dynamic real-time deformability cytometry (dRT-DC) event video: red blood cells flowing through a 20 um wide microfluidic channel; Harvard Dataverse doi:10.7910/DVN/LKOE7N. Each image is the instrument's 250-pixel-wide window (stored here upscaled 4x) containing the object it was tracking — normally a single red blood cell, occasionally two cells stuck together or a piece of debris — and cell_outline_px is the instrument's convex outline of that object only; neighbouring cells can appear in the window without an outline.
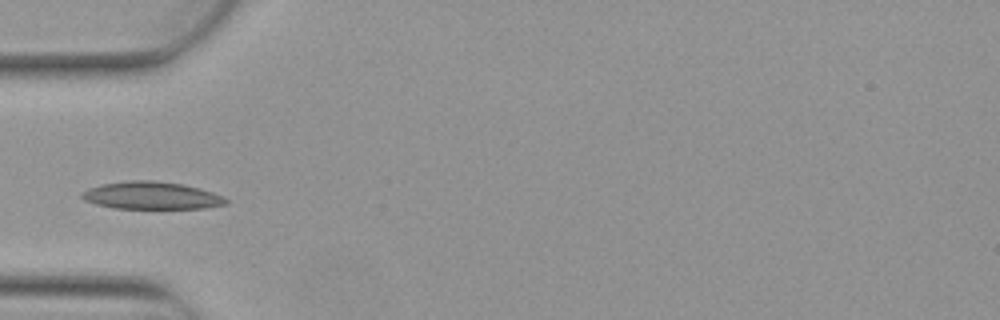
{"species": "Egyptian fruit bat (a non-hibernating species)", "species_latin": "Rousettus aegyptiacus", "temperature_condition": "warm", "stored_images_in_passage": 2, "camera_frame_rate_fps": 3000, "um_per_image_px": 0.085, "animal": {"sex": "female"}, "frame": {"image": 1, "passage_image": 2, "time_ms": 0.333, "image_size_px": [1000, 320], "cell_outline_px": [[228, 204], [204, 208], [112, 208], [96, 204], [84, 200], [80, 196], [80, 192], [88, 188], [100, 184], [132, 180], [152, 180], [184, 184], [200, 188], [212, 192], [228, 200]], "centroid_in_image_um": [12.84, 16.61], "position_along_channel_um": 72.2, "area_um2": 23.12}}